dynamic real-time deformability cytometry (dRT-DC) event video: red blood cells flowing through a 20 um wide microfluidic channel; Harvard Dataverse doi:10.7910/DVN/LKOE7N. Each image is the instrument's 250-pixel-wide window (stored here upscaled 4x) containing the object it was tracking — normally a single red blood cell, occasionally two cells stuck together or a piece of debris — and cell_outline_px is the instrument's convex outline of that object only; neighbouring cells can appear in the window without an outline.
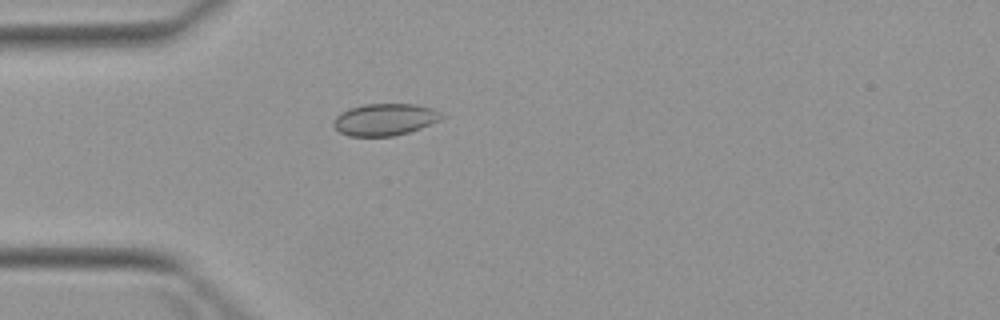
{"species": "Egyptian fruit bat (a non-hibernating species)", "species_latin": "Rousettus aegyptiacus", "temperature_condition": "warm", "stored_images_in_passage": 1, "camera_frame_rate_fps": 3000, "um_per_image_px": 0.085, "animal": {"sex": "female"}, "frame": {"image": 1, "passage_image": 1, "time_ms": 0.0, "image_size_px": [1000, 320], "cell_outline_px": [[448, 116], [440, 120], [420, 128], [408, 132], [392, 136], [348, 136], [340, 132], [332, 124], [332, 120], [340, 112], [348, 108], [364, 104], [416, 104], [432, 108]], "centroid_in_image_um": [32.7, 10.15], "position_along_channel_um": 52.3, "area_um2": 20.29}}